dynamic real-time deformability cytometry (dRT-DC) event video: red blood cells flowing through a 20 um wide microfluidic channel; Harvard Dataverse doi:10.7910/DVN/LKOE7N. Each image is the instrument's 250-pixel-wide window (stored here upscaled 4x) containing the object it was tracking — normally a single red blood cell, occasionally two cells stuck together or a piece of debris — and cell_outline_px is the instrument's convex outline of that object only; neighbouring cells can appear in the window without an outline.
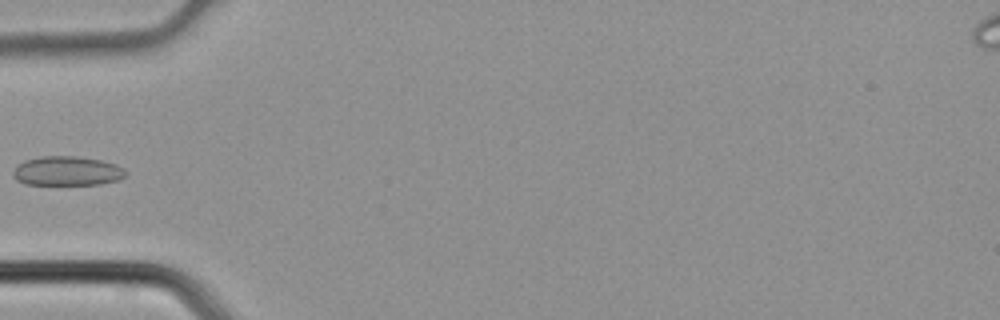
{"species": "common noctule bat (a hibernating species)", "species_latin": "Nyctalus noctula", "temperature_condition": "cold", "stored_images_in_passage": 3, "camera_frame_rate_fps": 3000, "um_per_image_px": 0.085, "animal": {"sex": "male", "body_mass_g": 21.5, "forearm_length_mm": 52.0}, "frame": {"image": 1, "passage_image": 3, "time_ms": 0.667, "image_size_px": [1000, 320], "cell_outline_px": [[128, 172], [120, 180], [100, 184], [24, 184], [16, 180], [12, 176], [12, 172], [24, 160], [40, 156], [76, 156], [100, 160], [116, 164], [124, 168]], "centroid_in_image_um": [5.72, 14.53], "position_along_channel_um": 79.3, "area_um2": 19.31}}